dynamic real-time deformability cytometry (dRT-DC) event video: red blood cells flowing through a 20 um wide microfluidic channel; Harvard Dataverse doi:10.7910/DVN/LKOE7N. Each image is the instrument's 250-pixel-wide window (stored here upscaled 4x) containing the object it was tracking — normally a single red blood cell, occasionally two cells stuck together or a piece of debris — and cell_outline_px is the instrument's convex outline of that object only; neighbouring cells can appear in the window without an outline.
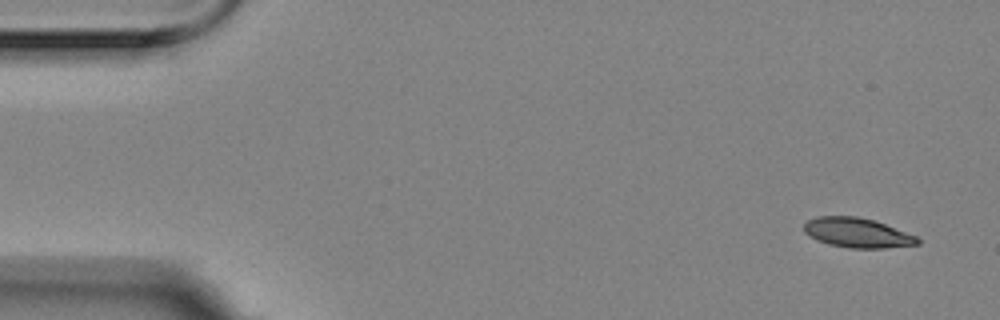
{"species": "Egyptian fruit bat (a non-hibernating species)", "species_latin": "Rousettus aegyptiacus", "temperature_condition": "room temperature", "stored_images_in_passage": 5, "camera_frame_rate_fps": 3000, "um_per_image_px": 0.085, "animal": {"sex": "female"}, "frame": {"image": 1, "passage_image": 1, "time_ms": 0.0, "image_size_px": [1000, 320], "cell_outline_px": [[920, 244], [884, 248], [848, 248], [828, 244], [816, 240], [808, 236], [804, 232], [804, 224], [808, 220], [816, 216], [856, 216], [876, 220], [916, 236], [920, 240]], "centroid_in_image_um": [72.85, 19.78], "position_along_channel_um": 12.2, "area_um2": 19.83}}
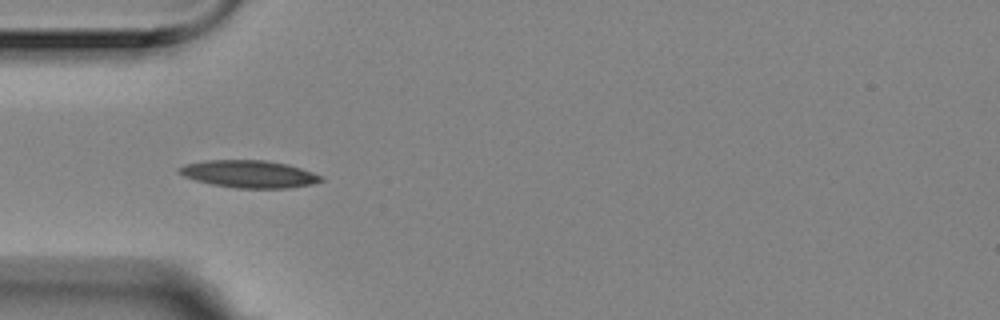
{"frame": {"image": 2, "passage_image": 4, "time_ms": 1.0, "image_size_px": [1000, 320], "cell_outline_px": [[324, 180], [312, 184], [288, 188], [236, 188], [212, 184], [196, 180], [184, 176], [180, 172], [180, 168], [184, 164], [204, 160], [264, 160], [288, 164], [324, 176]], "centroid_in_image_um": [21.21, 14.79], "position_along_channel_um": 63.8, "area_um2": 22.54}}
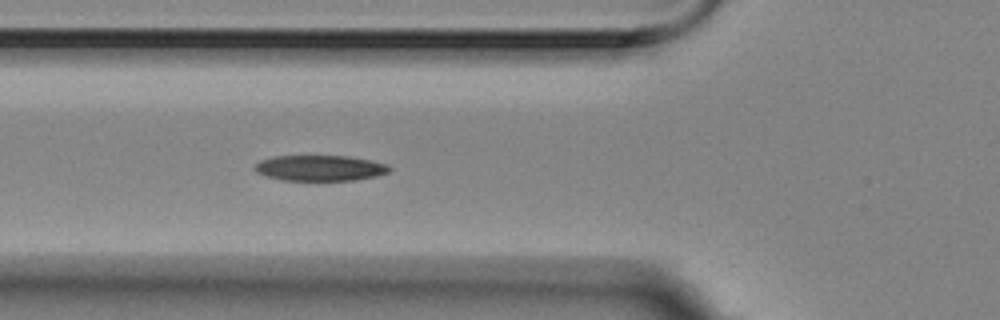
{"frame": {"image": 3, "passage_image": 5, "time_ms": 1.333, "image_size_px": [1000, 320], "cell_outline_px": [[392, 172], [376, 176], [356, 180], [284, 180], [264, 176], [256, 172], [252, 168], [260, 160], [272, 156], [348, 156], [388, 164], [392, 168]], "centroid_in_image_um": [27.2, 14.28], "position_along_channel_um": 98.6, "area_um2": 20.29}}